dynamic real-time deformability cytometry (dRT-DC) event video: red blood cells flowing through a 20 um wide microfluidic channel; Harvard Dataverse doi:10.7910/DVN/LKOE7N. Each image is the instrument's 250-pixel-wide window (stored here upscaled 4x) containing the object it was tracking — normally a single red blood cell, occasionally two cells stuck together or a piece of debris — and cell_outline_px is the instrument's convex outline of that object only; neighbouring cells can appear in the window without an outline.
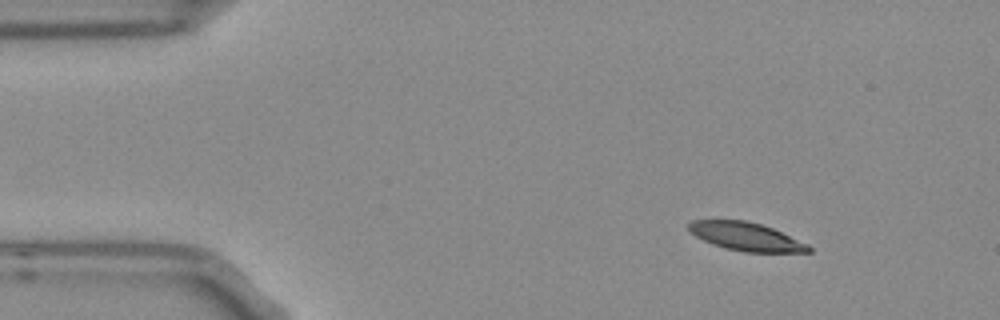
{"species": "Egyptian fruit bat (a non-hibernating species)", "species_latin": "Rousettus aegyptiacus", "temperature_condition": "room temperature", "stored_images_in_passage": 7, "camera_frame_rate_fps": 3000, "um_per_image_px": 0.085, "frame": {"image": 1, "passage_image": 1, "time_ms": 0.0, "image_size_px": [1000, 320], "cell_outline_px": [[812, 252], [744, 252], [724, 248], [712, 244], [696, 236], [688, 228], [688, 224], [692, 220], [744, 220], [760, 224], [772, 228], [808, 244], [812, 248]], "centroid_in_image_um": [63.42, 20.11], "position_along_channel_um": 21.6, "area_um2": 19.59}}
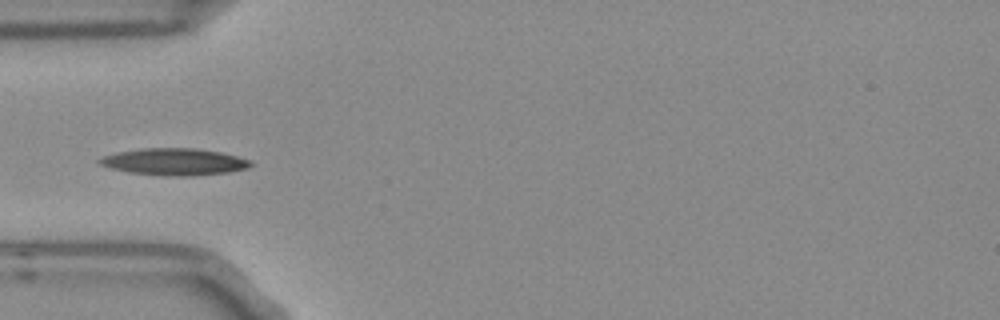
{"frame": {"image": 2, "passage_image": 4, "time_ms": 1.0, "image_size_px": [1000, 320], "cell_outline_px": [[252, 164], [248, 168], [228, 172], [192, 176], [168, 176], [128, 172], [112, 168], [100, 164], [96, 160], [104, 156], [116, 152], [144, 148], [192, 148], [220, 152], [252, 160]], "centroid_in_image_um": [14.82, 13.75], "position_along_channel_um": 70.2, "area_um2": 23.58}}
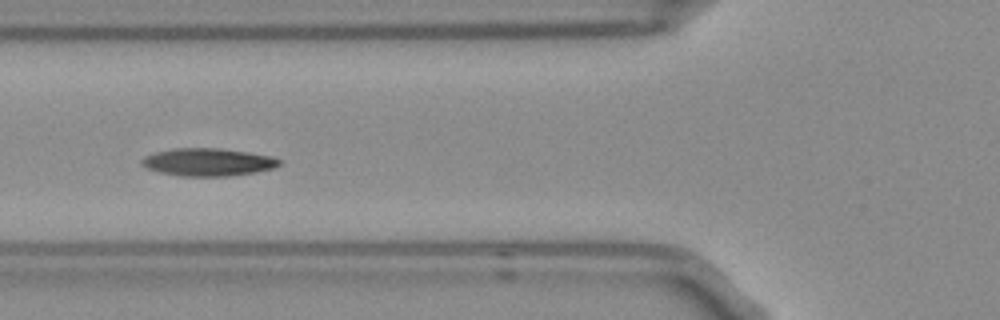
{"frame": {"image": 3, "passage_image": 5, "time_ms": 1.333, "image_size_px": [1000, 320], "cell_outline_px": [[280, 164], [272, 168], [256, 172], [228, 176], [180, 176], [160, 172], [148, 168], [140, 164], [140, 160], [144, 156], [152, 152], [172, 148], [220, 148], [248, 152], [272, 156], [280, 160]], "centroid_in_image_um": [17.63, 13.77], "position_along_channel_um": 108.2, "area_um2": 22.31}}